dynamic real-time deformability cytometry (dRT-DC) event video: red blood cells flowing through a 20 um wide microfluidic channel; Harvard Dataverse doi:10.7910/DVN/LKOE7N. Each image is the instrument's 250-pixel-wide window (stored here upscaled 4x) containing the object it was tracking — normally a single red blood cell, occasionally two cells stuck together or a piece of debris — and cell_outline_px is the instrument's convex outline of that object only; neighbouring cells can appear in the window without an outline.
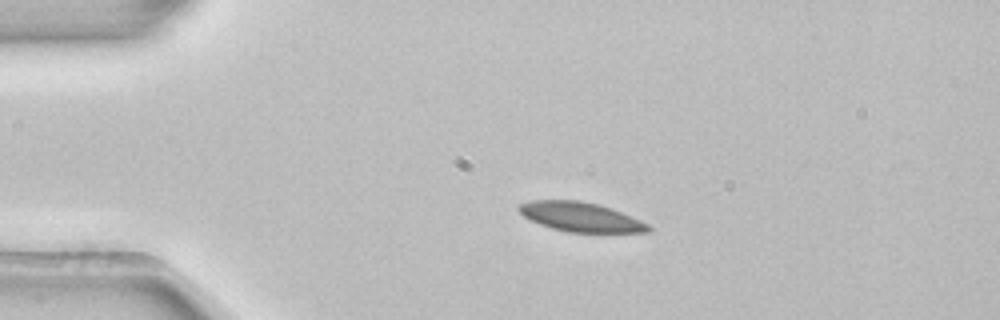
{"species": "common noctule bat (a hibernating species)", "species_latin": "Nyctalus noctula", "temperature_condition": "room temperature", "stored_images_in_passage": 3, "camera_frame_rate_fps": 3000, "um_per_image_px": 0.085, "animal": {"sex": "female", "body_mass_g": 22.7, "forearm_length_mm": 54.2}, "frame": {"image": 1, "passage_image": 2, "time_ms": 0.333, "image_size_px": [1000, 320], "cell_outline_px": [[652, 232], [568, 232], [552, 228], [540, 224], [524, 216], [516, 208], [520, 204], [532, 200], [580, 200], [612, 208], [640, 220], [648, 224], [652, 228]], "centroid_in_image_um": [49.37, 18.44], "position_along_channel_um": 35.6, "area_um2": 22.02}}